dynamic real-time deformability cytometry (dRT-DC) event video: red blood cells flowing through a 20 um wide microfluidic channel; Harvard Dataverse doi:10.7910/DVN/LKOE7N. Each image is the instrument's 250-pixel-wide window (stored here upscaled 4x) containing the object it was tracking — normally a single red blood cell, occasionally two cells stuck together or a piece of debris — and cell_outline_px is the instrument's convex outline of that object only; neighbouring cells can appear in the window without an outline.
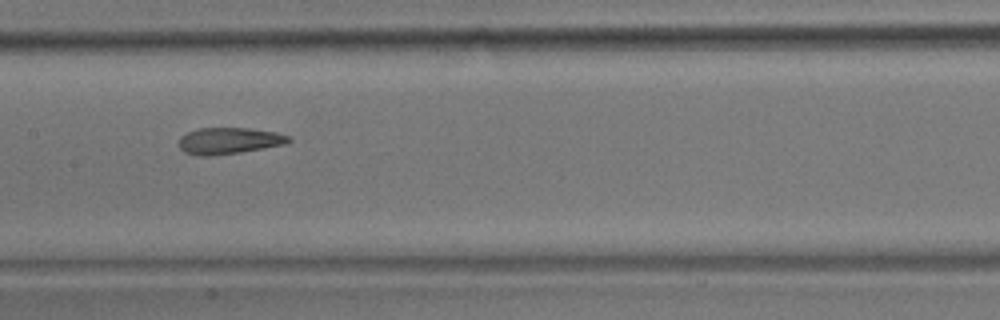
{"species": "common noctule bat (a hibernating species)", "species_latin": "Nyctalus noctula", "temperature_condition": "room temperature", "stored_images_in_passage": 12, "camera_frame_rate_fps": 3000, "um_per_image_px": 0.085, "animal": {"sex": "male", "body_mass_g": 17.9}, "frame": {"image": 1, "passage_image": 9, "time_ms": 10.0, "image_size_px": [1000, 320], "cell_outline_px": [[292, 140], [284, 144], [264, 148], [240, 152], [208, 156], [200, 156], [184, 152], [180, 148], [180, 136], [188, 132], [200, 128], [248, 128], [276, 132], [288, 136]], "centroid_in_image_um": [19.45, 11.96], "position_along_channel_um": 187.9, "area_um2": 16.76}}
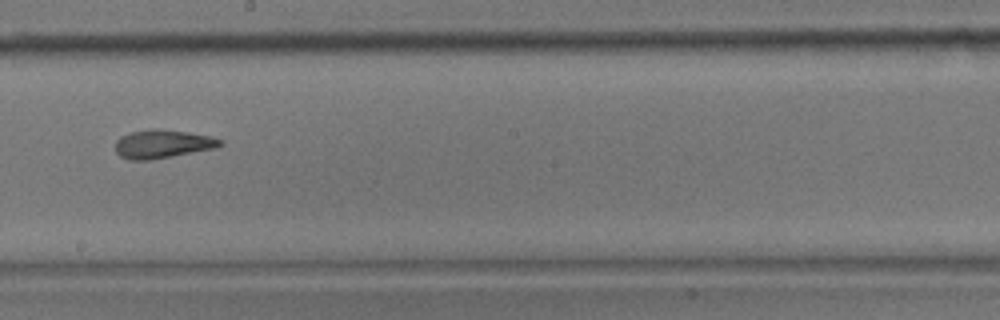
{"frame": {"image": 2, "passage_image": 10, "time_ms": 11.333, "image_size_px": [1000, 320], "cell_outline_px": [[224, 144], [216, 148], [172, 156], [148, 160], [128, 160], [120, 156], [116, 152], [116, 140], [120, 136], [132, 132], [152, 128], [156, 128], [212, 136], [224, 140]], "centroid_in_image_um": [13.83, 12.24], "position_along_channel_um": 234.4, "area_um2": 17.4}}
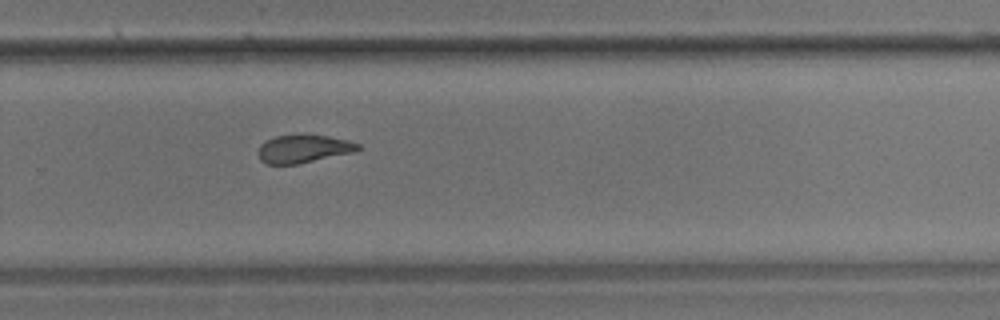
{"frame": {"image": 3, "passage_image": 12, "time_ms": 13.333, "image_size_px": [1000, 320], "cell_outline_px": [[360, 148], [352, 152], [296, 164], [264, 164], [260, 160], [256, 152], [260, 144], [276, 136], [300, 132], [304, 132], [328, 136], [348, 140], [360, 144]], "centroid_in_image_um": [25.73, 12.61], "position_along_channel_um": 304.1, "area_um2": 16.7}}